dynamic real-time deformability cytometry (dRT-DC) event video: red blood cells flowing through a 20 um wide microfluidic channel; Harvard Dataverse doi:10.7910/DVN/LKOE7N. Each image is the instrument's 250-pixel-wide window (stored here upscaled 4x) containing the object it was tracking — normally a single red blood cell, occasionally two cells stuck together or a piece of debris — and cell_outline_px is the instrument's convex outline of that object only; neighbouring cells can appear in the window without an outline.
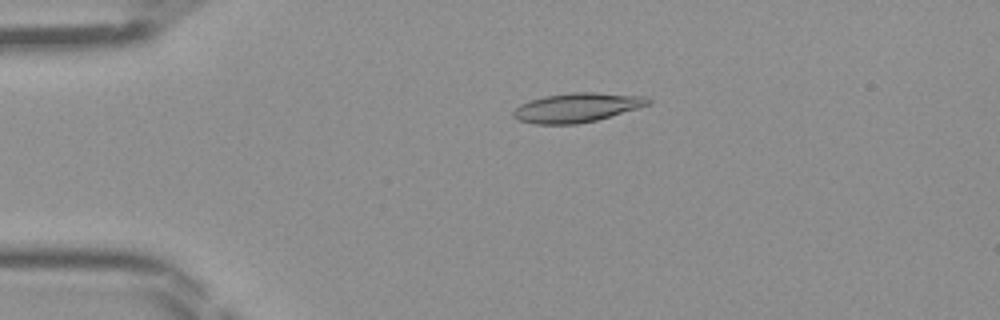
{"species": "Egyptian fruit bat (a non-hibernating species)", "species_latin": "Rousettus aegyptiacus", "temperature_condition": "room temperature", "stored_images_in_passage": 13, "camera_frame_rate_fps": 3000, "um_per_image_px": 0.085, "frame": {"image": 1, "passage_image": 3, "time_ms": 0.667, "image_size_px": [1000, 320], "cell_outline_px": [[652, 104], [596, 120], [576, 124], [536, 124], [520, 120], [512, 116], [512, 112], [520, 104], [544, 96], [572, 92], [596, 92], [644, 96], [652, 100]], "centroid_in_image_um": [49.06, 9.13], "position_along_channel_um": 35.9, "area_um2": 22.89}}
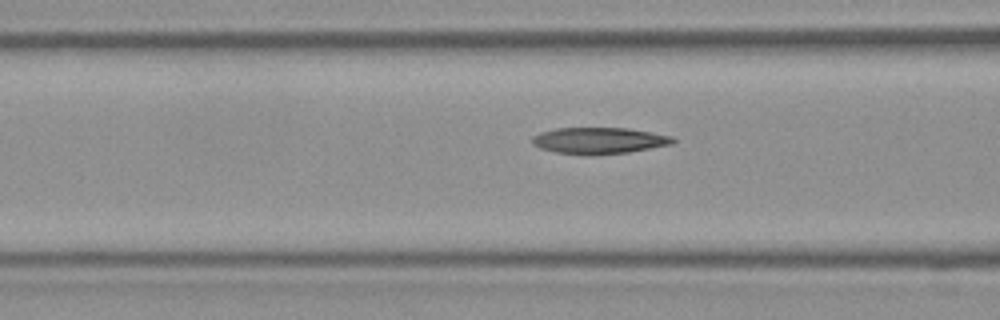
{"frame": {"image": 2, "passage_image": 11, "time_ms": 3.333, "image_size_px": [1000, 320], "cell_outline_px": [[676, 140], [672, 144], [628, 152], [592, 156], [584, 156], [556, 152], [540, 148], [532, 144], [532, 136], [540, 132], [556, 128], [628, 128], [652, 132], [672, 136]], "centroid_in_image_um": [50.9, 11.96], "position_along_channel_um": 115.7, "area_um2": 21.91}}
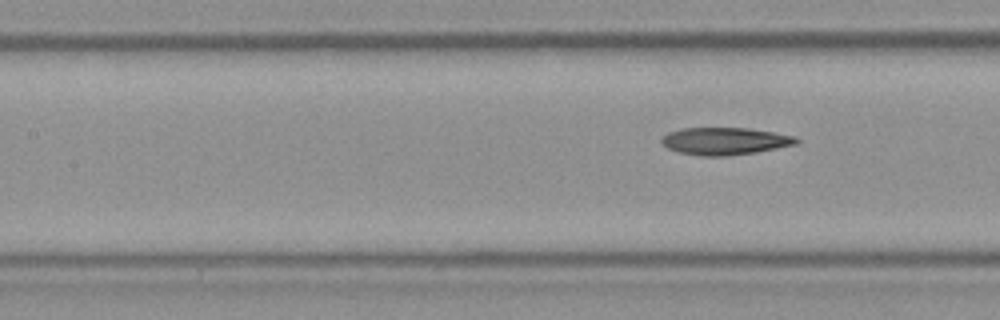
{"frame": {"image": 3, "passage_image": 13, "time_ms": 4.0, "image_size_px": [1000, 320], "cell_outline_px": [[800, 140], [796, 144], [756, 152], [724, 156], [700, 156], [680, 152], [668, 148], [660, 140], [668, 132], [680, 128], [748, 128], [796, 136]], "centroid_in_image_um": [61.62, 11.99], "position_along_channel_um": 145.8, "area_um2": 21.33}}